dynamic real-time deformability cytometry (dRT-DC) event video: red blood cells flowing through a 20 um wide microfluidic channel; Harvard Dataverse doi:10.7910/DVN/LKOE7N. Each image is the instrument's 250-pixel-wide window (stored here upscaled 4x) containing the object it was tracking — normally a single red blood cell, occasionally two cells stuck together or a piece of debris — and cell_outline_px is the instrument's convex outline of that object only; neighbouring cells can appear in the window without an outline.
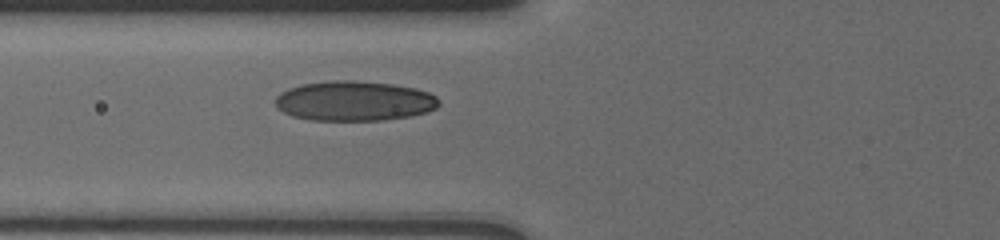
{"species": "human", "species_latin": "Homo sapiens", "temperature_condition": "cold", "stored_images_in_passage": 6, "camera_frame_rate_fps": 3000, "um_per_image_px": 0.085, "donor": {"sex": "male"}, "frame": {"image": 1, "passage_image": 6, "time_ms": 6.0, "image_size_px": [1000, 240], "cell_outline_px": [[440, 104], [436, 108], [428, 112], [408, 116], [384, 120], [312, 120], [292, 116], [284, 112], [276, 104], [276, 96], [280, 92], [288, 88], [304, 84], [332, 80], [352, 80], [392, 84], [416, 88], [428, 92], [436, 96], [440, 100]], "centroid_in_image_um": [30.14, 8.58], "position_along_channel_um": 95.7, "area_um2": 37.97}}